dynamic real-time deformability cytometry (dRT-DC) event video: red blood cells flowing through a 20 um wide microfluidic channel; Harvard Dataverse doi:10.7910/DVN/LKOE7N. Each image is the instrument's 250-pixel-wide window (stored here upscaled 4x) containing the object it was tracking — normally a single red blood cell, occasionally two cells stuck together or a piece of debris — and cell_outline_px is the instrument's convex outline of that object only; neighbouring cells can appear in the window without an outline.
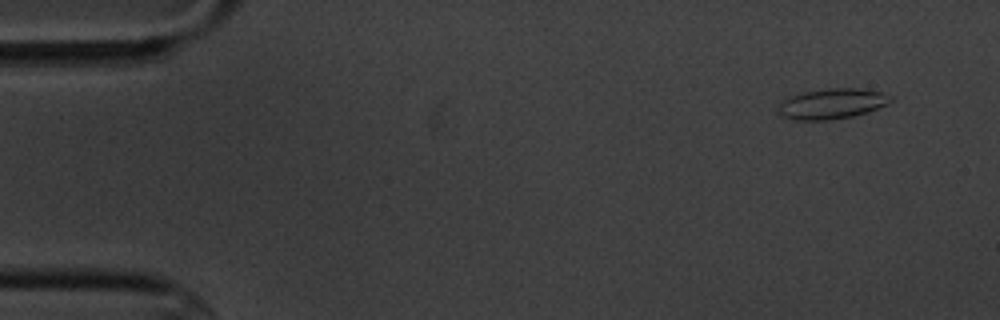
{"species": "common noctule bat (a hibernating species)", "species_latin": "Nyctalus noctula", "temperature_condition": "cold", "stored_images_in_passage": 5, "camera_frame_rate_fps": 3000, "um_per_image_px": 0.085, "animal": {"sex": "male", "body_mass_g": 20.1, "forearm_length_mm": 53.5}, "frame": {"image": 1, "passage_image": 1, "time_ms": 0.0, "image_size_px": [1000, 320], "cell_outline_px": [[892, 100], [888, 104], [868, 112], [852, 116], [828, 120], [792, 120], [784, 116], [780, 112], [780, 100], [804, 92], [828, 88], [856, 88], [880, 92], [892, 96]], "centroid_in_image_um": [70.74, 8.82], "position_along_channel_um": 14.3, "area_um2": 19.71}}